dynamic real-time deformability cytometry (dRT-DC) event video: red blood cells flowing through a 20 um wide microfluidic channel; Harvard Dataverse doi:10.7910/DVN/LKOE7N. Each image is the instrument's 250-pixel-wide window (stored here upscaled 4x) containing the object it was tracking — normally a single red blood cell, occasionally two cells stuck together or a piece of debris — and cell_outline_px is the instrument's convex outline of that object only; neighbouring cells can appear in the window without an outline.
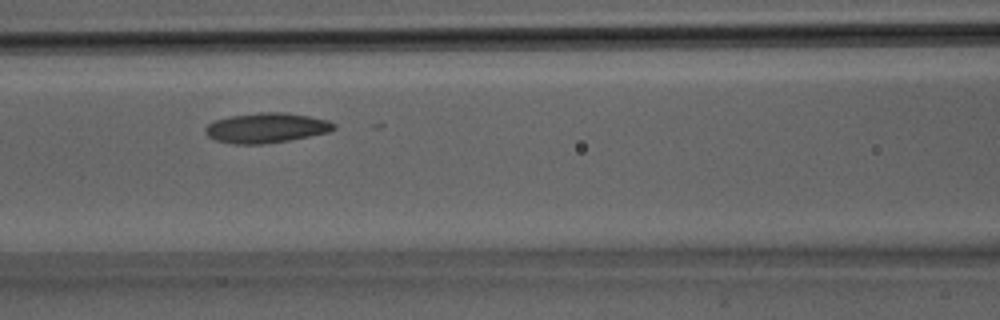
{"species": "Egyptian fruit bat (a non-hibernating species)", "species_latin": "Rousettus aegyptiacus", "temperature_condition": "room temperature", "stored_images_in_passage": 12, "camera_frame_rate_fps": 3000, "um_per_image_px": 0.085, "animal": {"sex": "male"}, "frame": {"image": 1, "passage_image": 10, "time_ms": 3.0, "image_size_px": [1000, 320], "cell_outline_px": [[336, 128], [328, 132], [288, 140], [264, 144], [236, 144], [216, 140], [208, 136], [204, 132], [204, 128], [208, 124], [216, 120], [228, 116], [260, 112], [284, 112], [308, 116], [328, 120], [336, 124]], "centroid_in_image_um": [22.62, 10.86], "position_along_channel_um": 144.0, "area_um2": 22.37}}